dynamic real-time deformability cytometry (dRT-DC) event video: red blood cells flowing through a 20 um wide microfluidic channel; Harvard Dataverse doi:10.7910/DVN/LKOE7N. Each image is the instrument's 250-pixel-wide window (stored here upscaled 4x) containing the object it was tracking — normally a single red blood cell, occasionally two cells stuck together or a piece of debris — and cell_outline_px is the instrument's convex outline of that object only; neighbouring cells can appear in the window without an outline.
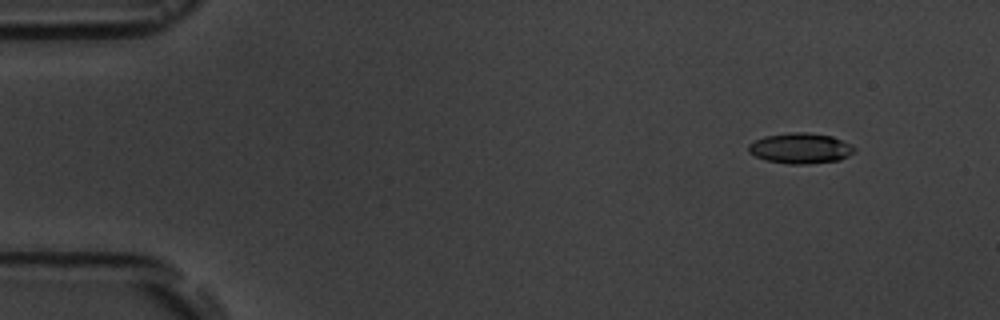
{"species": "common noctule bat (a hibernating species)", "species_latin": "Nyctalus noctula", "temperature_condition": "room temperature", "stored_images_in_passage": 7, "camera_frame_rate_fps": 3000, "um_per_image_px": 0.085, "animal": {"sex": "male", "body_mass_g": 19.5, "forearm_length_mm": 54.6}, "frame": {"image": 1, "passage_image": 1, "time_ms": 0.0, "image_size_px": [1000, 320], "cell_outline_px": [[856, 148], [848, 156], [840, 160], [808, 164], [788, 164], [764, 160], [748, 152], [748, 144], [764, 136], [792, 132], [808, 132], [832, 136]], "centroid_in_image_um": [68.0, 12.61], "position_along_channel_um": 17.0, "area_um2": 18.79}}
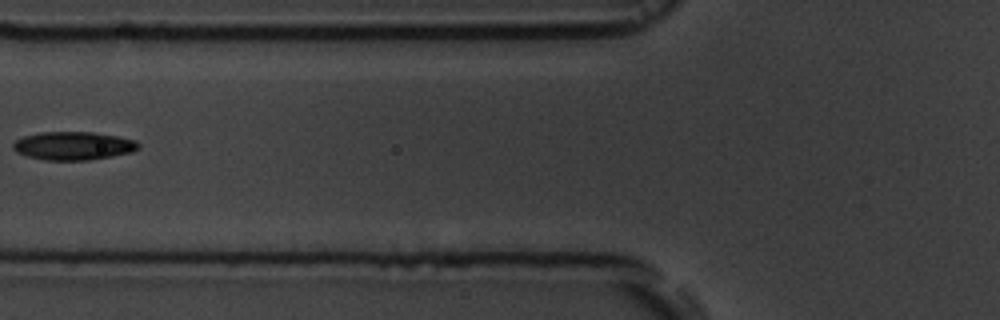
{"frame": {"image": 2, "passage_image": 6, "time_ms": 5.667, "image_size_px": [1000, 320], "cell_outline_px": [[140, 148], [132, 152], [112, 156], [88, 160], [44, 160], [28, 156], [16, 152], [12, 148], [12, 144], [16, 140], [24, 136], [40, 132], [92, 132], [116, 136], [136, 140], [140, 144]], "centroid_in_image_um": [6.24, 12.39], "position_along_channel_um": 119.6, "area_um2": 20.69}}
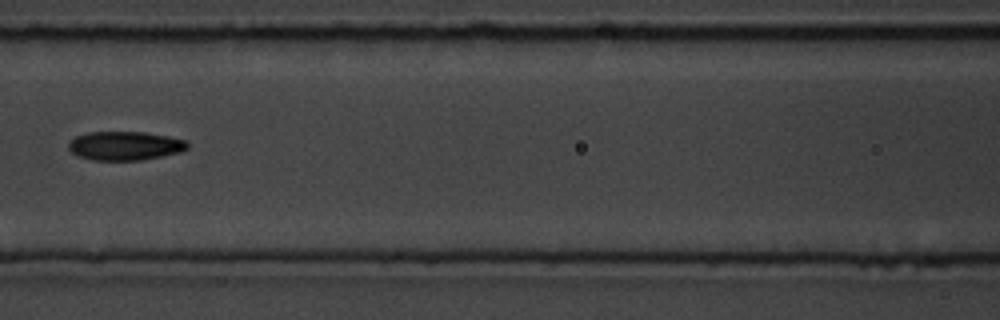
{"frame": {"image": 3, "passage_image": 7, "time_ms": 6.667, "image_size_px": [1000, 320], "cell_outline_px": [[188, 148], [180, 152], [140, 160], [92, 160], [80, 156], [72, 152], [68, 148], [68, 140], [76, 136], [88, 132], [144, 132], [168, 136], [188, 140]], "centroid_in_image_um": [10.62, 12.38], "position_along_channel_um": 156.0, "area_um2": 20.0}}